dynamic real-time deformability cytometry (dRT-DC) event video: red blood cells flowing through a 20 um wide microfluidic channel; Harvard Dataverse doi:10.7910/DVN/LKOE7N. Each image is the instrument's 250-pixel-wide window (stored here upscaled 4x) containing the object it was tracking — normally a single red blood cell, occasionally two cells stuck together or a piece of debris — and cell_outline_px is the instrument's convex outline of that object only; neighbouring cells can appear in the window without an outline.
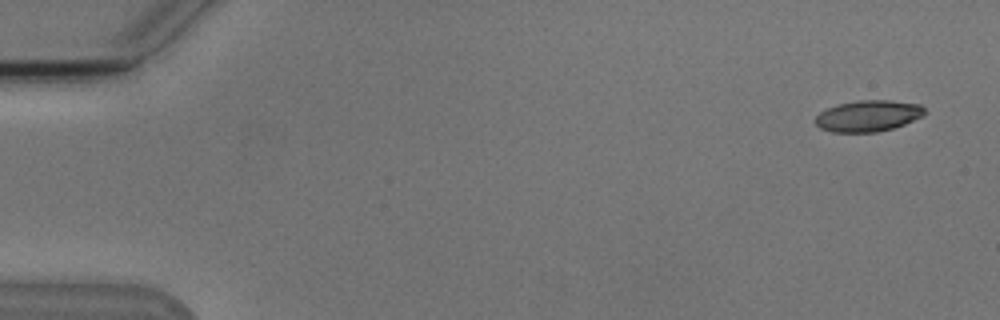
{"species": "Egyptian fruit bat (a non-hibernating species)", "species_latin": "Rousettus aegyptiacus", "temperature_condition": "cold", "stored_images_in_passage": 5, "camera_frame_rate_fps": 3000, "um_per_image_px": 0.085, "animal": {"sex": "male"}, "frame": {"image": 1, "passage_image": 1, "time_ms": 0.0, "image_size_px": [1000, 320], "cell_outline_px": [[928, 112], [924, 116], [904, 124], [892, 128], [876, 132], [832, 132], [820, 128], [816, 124], [816, 116], [820, 112], [828, 108], [840, 104], [860, 100], [888, 100], [920, 104]], "centroid_in_image_um": [73.83, 9.85], "position_along_channel_um": 11.2, "area_um2": 19.83}}
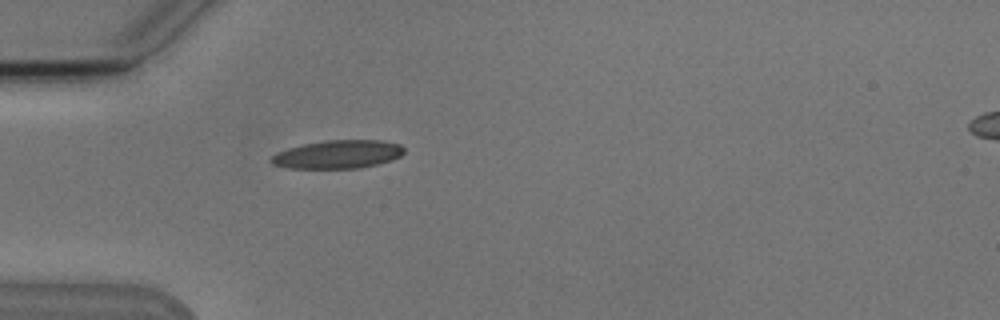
{"frame": {"image": 2, "passage_image": 5, "time_ms": 4.667, "image_size_px": [1000, 320], "cell_outline_px": [[404, 152], [400, 156], [392, 160], [360, 168], [288, 168], [272, 164], [268, 160], [276, 152], [288, 148], [304, 144], [324, 140], [384, 140], [400, 144], [404, 148]], "centroid_in_image_um": [28.71, 13.11], "position_along_channel_um": 56.3, "area_um2": 22.02}}